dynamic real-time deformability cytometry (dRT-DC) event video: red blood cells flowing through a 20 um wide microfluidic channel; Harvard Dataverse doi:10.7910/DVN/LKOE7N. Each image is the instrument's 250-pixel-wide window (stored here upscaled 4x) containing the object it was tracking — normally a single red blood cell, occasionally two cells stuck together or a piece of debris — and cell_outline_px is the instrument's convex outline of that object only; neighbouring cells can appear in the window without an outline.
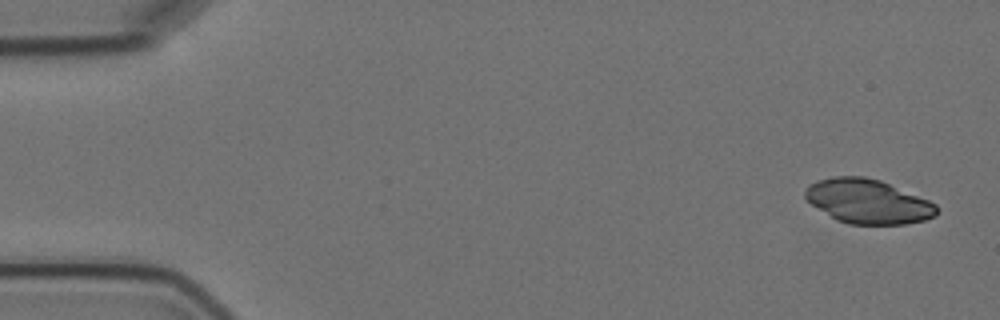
{"species": "Egyptian fruit bat (a non-hibernating species)", "species_latin": "Rousettus aegyptiacus", "temperature_condition": "cold", "stored_images_in_passage": 6, "camera_frame_rate_fps": 3000, "um_per_image_px": 0.085, "animal": {"sex": "female"}, "frame": {"image": 1, "passage_image": 1, "time_ms": 0.0, "image_size_px": [1000, 320], "cell_outline_px": [[940, 208], [936, 216], [924, 220], [904, 224], [848, 224], [836, 220], [812, 204], [804, 196], [804, 188], [808, 184], [816, 180], [832, 176], [864, 176], [880, 180], [928, 200], [936, 204]], "centroid_in_image_um": [73.76, 17.11], "position_along_channel_um": 11.2, "area_um2": 34.04}}